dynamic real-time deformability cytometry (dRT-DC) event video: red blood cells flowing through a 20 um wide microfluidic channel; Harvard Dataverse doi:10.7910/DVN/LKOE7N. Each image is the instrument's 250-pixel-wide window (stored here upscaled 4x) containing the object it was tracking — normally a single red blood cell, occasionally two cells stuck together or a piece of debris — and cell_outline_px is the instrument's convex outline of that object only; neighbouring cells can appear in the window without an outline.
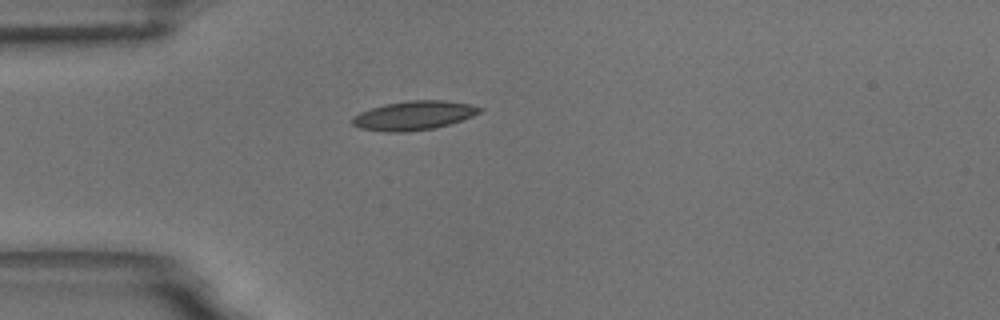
{"species": "common noctule bat (a hibernating species)", "species_latin": "Nyctalus noctula", "temperature_condition": "room temperature", "stored_images_in_passage": 39, "camera_frame_rate_fps": 3000, "um_per_image_px": 0.085, "animal": {"sex": "male", "body_mass_g": 18.8}, "frame": {"image": 1, "passage_image": 1, "time_ms": 0.0, "image_size_px": [1000, 320], "cell_outline_px": [[484, 108], [480, 112], [472, 116], [448, 124], [432, 128], [404, 132], [384, 132], [360, 128], [352, 124], [352, 116], [360, 112], [384, 104], [408, 100], [444, 100], [468, 104]], "centroid_in_image_um": [35.13, 9.81], "position_along_channel_um": 49.9, "area_um2": 21.39}}
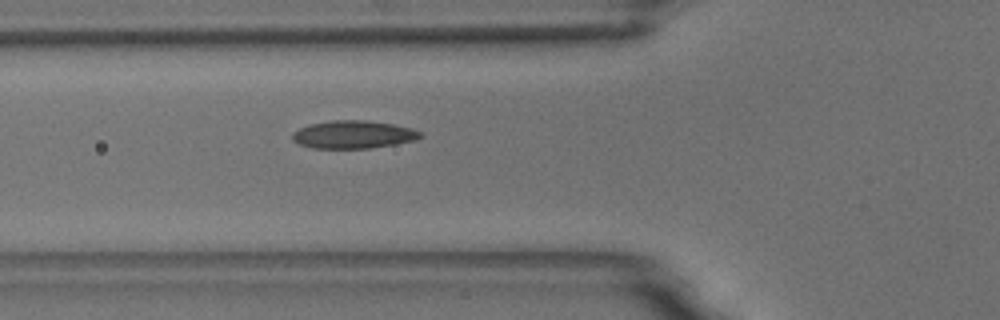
{"frame": {"image": 2, "passage_image": 6, "time_ms": 1.667, "image_size_px": [1000, 320], "cell_outline_px": [[424, 136], [416, 140], [368, 148], [312, 148], [300, 144], [292, 140], [292, 132], [308, 124], [332, 120], [368, 120], [392, 124], [412, 128], [424, 132]], "centroid_in_image_um": [30.05, 11.42], "position_along_channel_um": 95.8, "area_um2": 20.87}}
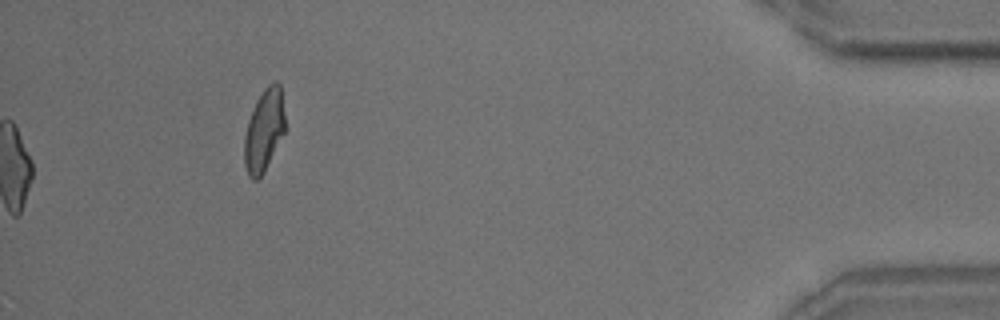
{"frame": {"image": 3, "passage_image": 39, "time_ms": 12.667, "image_size_px": [1000, 320], "cell_outline_px": [[284, 132], [264, 172], [256, 180], [252, 180], [248, 176], [244, 164], [244, 136], [248, 120], [256, 100], [264, 88], [268, 84], [276, 80], [280, 84], [284, 116]], "centroid_in_image_um": [22.42, 11.08], "position_along_channel_um": 412.8, "area_um2": 19.42}, "authors_computed_cell_mechanics": {"area_um2": 19.9988, "velocity_mm_per_s": 3.435, "shape_relaxation_time_tau1_ms": 5.1016, "shape_relaxation_time_tau2_ms": 1.6406, "deformation_change_tau1": 0.1592, "deformation_change_tau2": 0.0795}}